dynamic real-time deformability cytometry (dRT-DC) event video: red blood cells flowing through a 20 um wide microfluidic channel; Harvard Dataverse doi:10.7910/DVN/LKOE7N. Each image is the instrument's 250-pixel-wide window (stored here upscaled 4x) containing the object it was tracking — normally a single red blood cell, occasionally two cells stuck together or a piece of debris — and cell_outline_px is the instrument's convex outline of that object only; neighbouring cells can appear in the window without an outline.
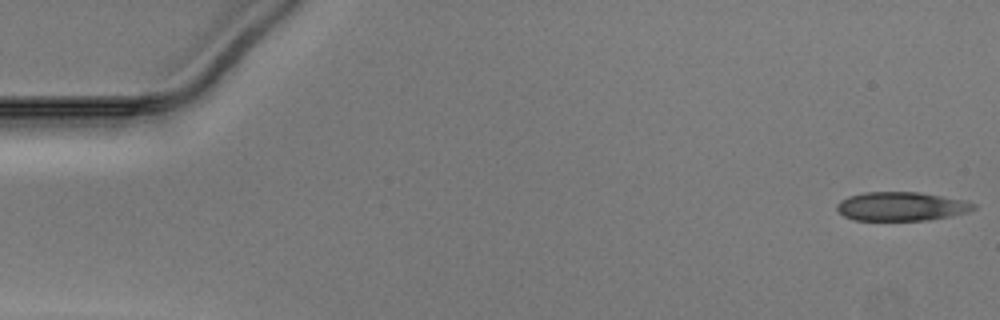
{"species": "Egyptian fruit bat (a non-hibernating species)", "species_latin": "Rousettus aegyptiacus", "temperature_condition": "warm", "stored_images_in_passage": 50, "camera_frame_rate_fps": 3000, "um_per_image_px": 0.085, "animal": {"sex": "male"}, "frame": {"image": 1, "passage_image": 1, "time_ms": 0.0, "image_size_px": [1000, 320], "cell_outline_px": [[976, 208], [968, 212], [928, 220], [852, 220], [844, 216], [836, 208], [836, 204], [840, 200], [848, 196], [864, 192], [920, 192], [968, 200], [976, 204]], "centroid_in_image_um": [76.62, 17.53], "position_along_channel_um": 8.4, "area_um2": 23.18}}
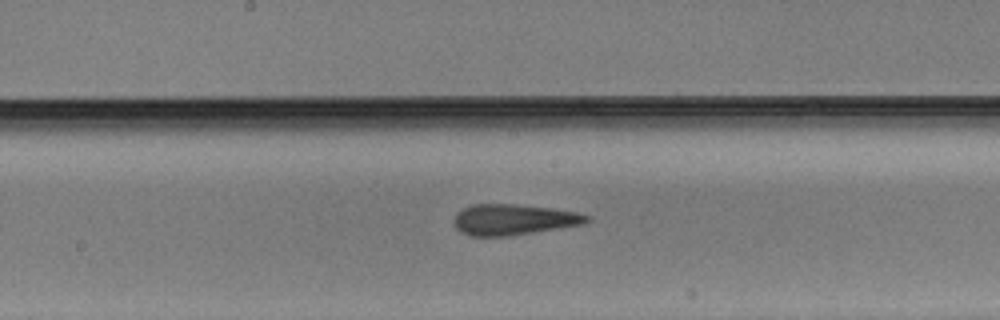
{"frame": {"image": 2, "passage_image": 26, "time_ms": 8.333, "image_size_px": [1000, 320], "cell_outline_px": [[592, 220], [584, 224], [532, 232], [504, 236], [468, 236], [460, 232], [456, 228], [456, 212], [472, 204], [516, 204], [552, 208], [576, 212], [592, 216]], "centroid_in_image_um": [43.68, 18.66], "position_along_channel_um": 204.5, "area_um2": 23.76}}
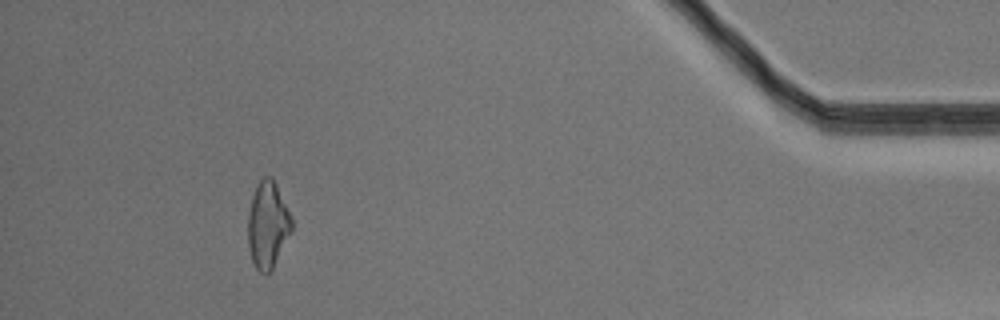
{"frame": {"image": 3, "passage_image": 46, "time_ms": 15.0, "image_size_px": [1000, 320], "cell_outline_px": [[292, 228], [272, 268], [264, 276], [256, 268], [252, 260], [248, 248], [248, 212], [252, 196], [256, 184], [264, 176], [272, 176], [276, 184], [292, 220]], "centroid_in_image_um": [22.72, 19.09], "position_along_channel_um": 412.5, "area_um2": 21.73}}